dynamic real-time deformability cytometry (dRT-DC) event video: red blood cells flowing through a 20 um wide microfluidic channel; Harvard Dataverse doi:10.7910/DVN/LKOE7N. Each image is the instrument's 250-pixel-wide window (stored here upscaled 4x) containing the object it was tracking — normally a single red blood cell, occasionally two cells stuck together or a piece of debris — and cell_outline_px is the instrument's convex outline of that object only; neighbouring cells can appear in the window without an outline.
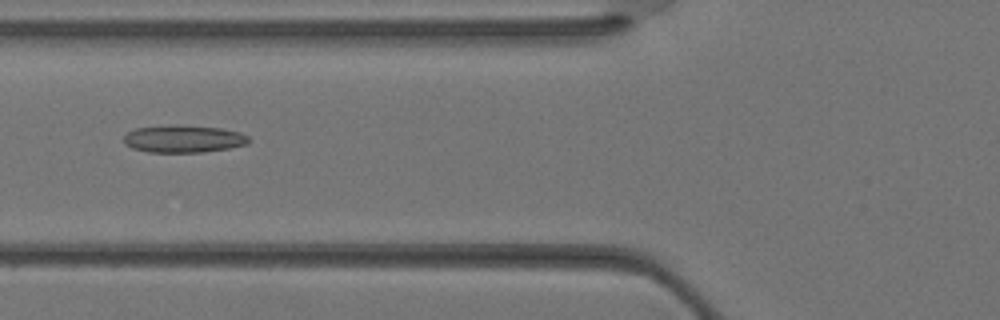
{"species": "Egyptian fruit bat (a non-hibernating species)", "species_latin": "Rousettus aegyptiacus", "temperature_condition": "warm", "stored_images_in_passage": 27, "camera_frame_rate_fps": 3000, "um_per_image_px": 0.085, "animal": {"sex": "female"}, "frame": {"image": 1, "passage_image": 5, "time_ms": 1.333, "image_size_px": [1000, 320], "cell_outline_px": [[248, 144], [228, 148], [204, 152], [148, 152], [132, 148], [124, 144], [124, 136], [128, 132], [136, 128], [176, 124], [180, 124], [220, 128], [240, 132], [248, 136]], "centroid_in_image_um": [15.58, 11.79], "position_along_channel_um": 110.2, "area_um2": 20.06}}
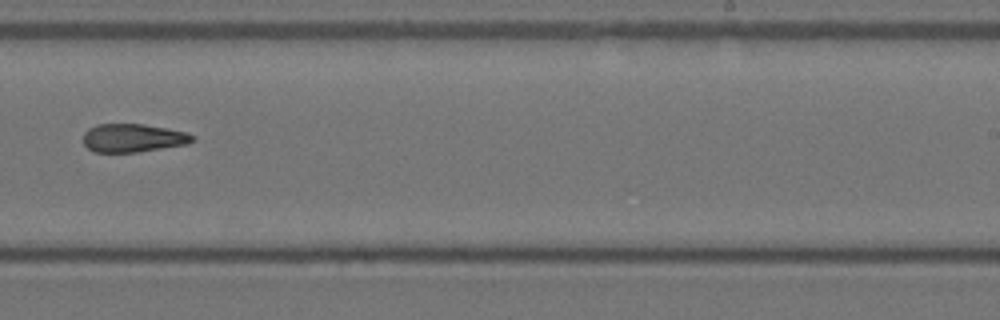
{"frame": {"image": 2, "passage_image": 14, "time_ms": 4.333, "image_size_px": [1000, 320], "cell_outline_px": [[192, 140], [188, 144], [136, 152], [96, 152], [88, 148], [84, 144], [84, 132], [88, 128], [96, 124], [144, 124], [188, 132], [192, 136]], "centroid_in_image_um": [11.28, 11.72], "position_along_channel_um": 277.7, "area_um2": 17.92}}
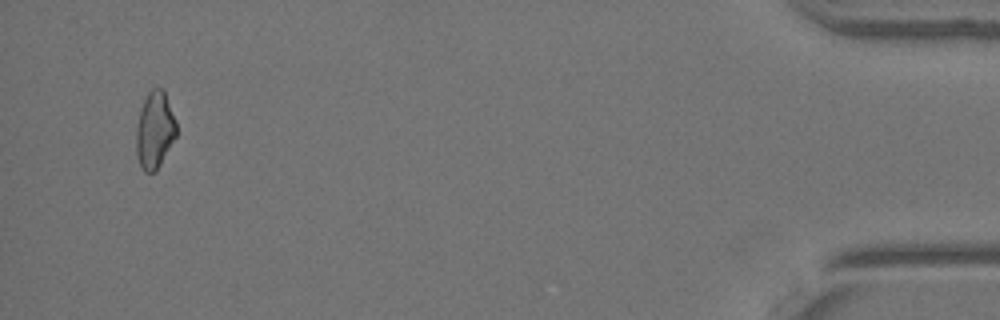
{"frame": {"image": 3, "passage_image": 26, "time_ms": 8.333, "image_size_px": [1000, 320], "cell_outline_px": [[176, 136], [160, 164], [152, 172], [144, 172], [140, 164], [136, 152], [136, 128], [140, 108], [148, 92], [152, 88], [164, 88], [176, 120]], "centroid_in_image_um": [13.15, 11.0], "position_along_channel_um": 422.0, "area_um2": 17.98}}